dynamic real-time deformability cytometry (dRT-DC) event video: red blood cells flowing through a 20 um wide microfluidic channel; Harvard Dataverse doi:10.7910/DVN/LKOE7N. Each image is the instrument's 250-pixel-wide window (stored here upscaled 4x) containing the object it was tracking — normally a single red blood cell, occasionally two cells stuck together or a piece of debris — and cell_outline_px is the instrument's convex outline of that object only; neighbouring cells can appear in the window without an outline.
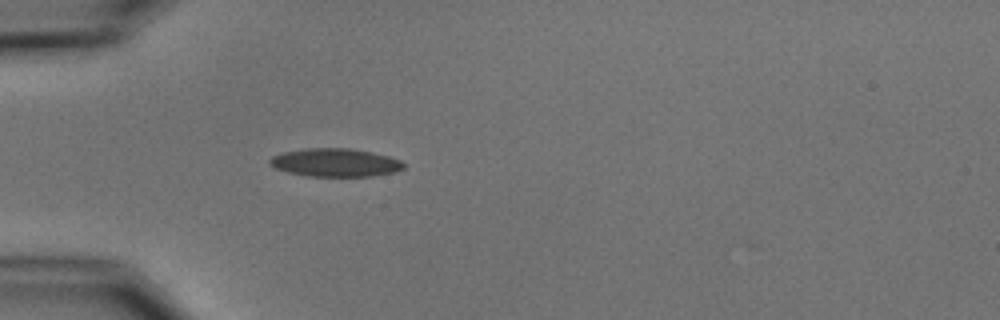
{"species": "common noctule bat (a hibernating species)", "species_latin": "Nyctalus noctula", "temperature_condition": "cold", "stored_images_in_passage": 4, "camera_frame_rate_fps": 3000, "um_per_image_px": 0.085, "animal": {"sex": "male", "body_mass_g": 15.6}, "frame": {"image": 1, "passage_image": 4, "time_ms": 3.667, "image_size_px": [1000, 320], "cell_outline_px": [[404, 168], [396, 172], [372, 176], [308, 176], [288, 172], [276, 168], [268, 160], [272, 156], [284, 152], [304, 148], [348, 148], [372, 152], [388, 156], [400, 160], [404, 164]], "centroid_in_image_um": [28.52, 13.81], "position_along_channel_um": 56.5, "area_um2": 21.91}}